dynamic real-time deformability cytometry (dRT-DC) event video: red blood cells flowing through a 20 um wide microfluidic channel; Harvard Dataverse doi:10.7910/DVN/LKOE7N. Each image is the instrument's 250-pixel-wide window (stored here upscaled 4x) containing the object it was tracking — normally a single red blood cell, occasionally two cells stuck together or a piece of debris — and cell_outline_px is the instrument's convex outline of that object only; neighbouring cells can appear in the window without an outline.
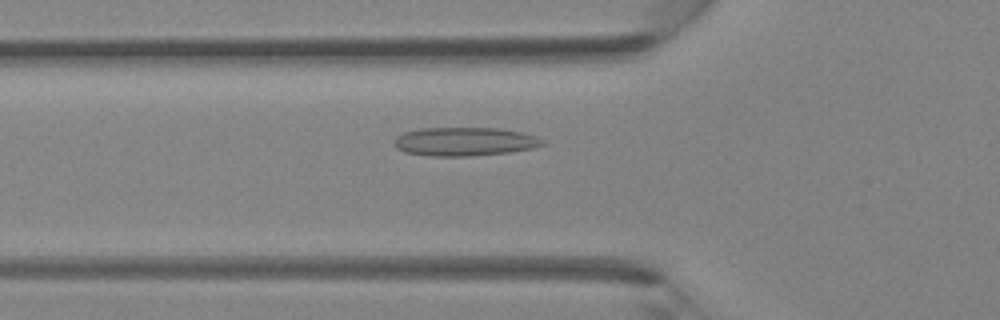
{"species": "Egyptian fruit bat (a non-hibernating species)", "species_latin": "Rousettus aegyptiacus", "temperature_condition": "room temperature", "stored_images_in_passage": 42, "camera_frame_rate_fps": 3000, "um_per_image_px": 0.085, "animal": {"sex": "female"}, "frame": {"image": 1, "passage_image": 15, "time_ms": 4.667, "image_size_px": [1000, 320], "cell_outline_px": [[544, 144], [532, 148], [508, 152], [468, 156], [432, 156], [404, 152], [396, 148], [396, 136], [404, 132], [420, 128], [496, 128], [520, 132], [536, 136], [544, 140]], "centroid_in_image_um": [39.47, 12.03], "position_along_channel_um": 86.3, "area_um2": 24.51}}
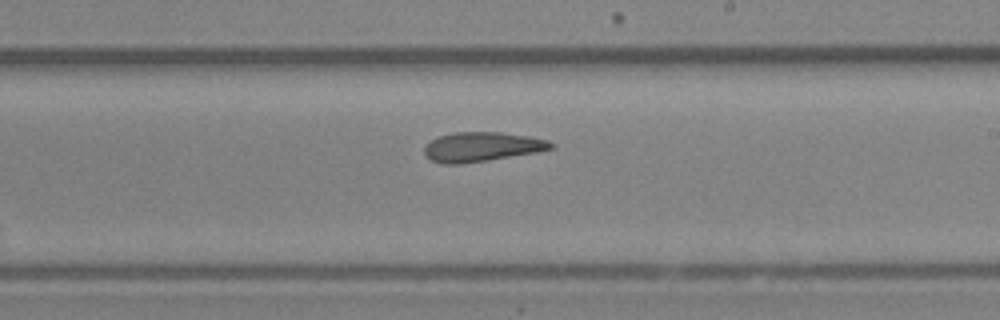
{"frame": {"image": 2, "passage_image": 25, "time_ms": 8.0, "image_size_px": [1000, 320], "cell_outline_px": [[556, 144], [552, 148], [536, 152], [460, 164], [444, 164], [432, 160], [424, 152], [424, 148], [432, 140], [440, 136], [456, 132], [500, 132], [528, 136], [548, 140]], "centroid_in_image_um": [40.98, 12.47], "position_along_channel_um": 248.0, "area_um2": 21.33}}
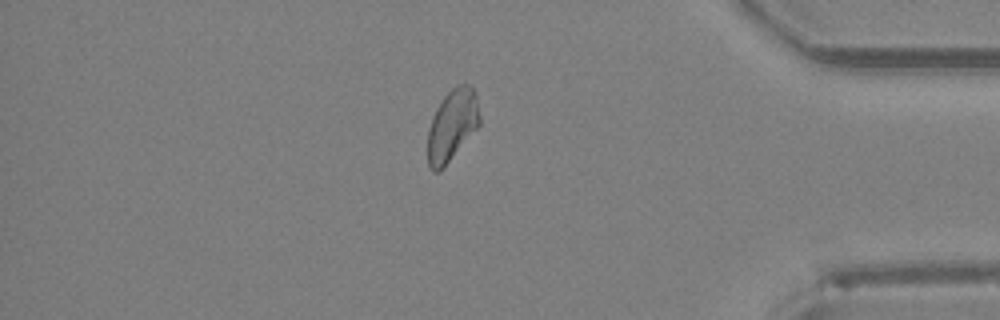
{"frame": {"image": 3, "passage_image": 36, "time_ms": 11.667, "image_size_px": [1000, 320], "cell_outline_px": [[480, 124], [444, 168], [436, 172], [432, 172], [428, 164], [428, 128], [432, 116], [436, 108], [444, 96], [456, 84], [472, 84], [476, 96], [480, 116]], "centroid_in_image_um": [38.43, 10.64], "position_along_channel_um": 396.8, "area_um2": 21.79}}